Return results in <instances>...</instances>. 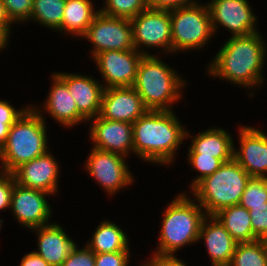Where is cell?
Here are the masks:
<instances>
[{
	"mask_svg": "<svg viewBox=\"0 0 267 266\" xmlns=\"http://www.w3.org/2000/svg\"><path fill=\"white\" fill-rule=\"evenodd\" d=\"M206 245L212 266H229L237 242L214 215H206L201 223L198 243Z\"/></svg>",
	"mask_w": 267,
	"mask_h": 266,
	"instance_id": "obj_20",
	"label": "cell"
},
{
	"mask_svg": "<svg viewBox=\"0 0 267 266\" xmlns=\"http://www.w3.org/2000/svg\"><path fill=\"white\" fill-rule=\"evenodd\" d=\"M14 24L12 22H0V51L7 49L8 43L10 42V35L12 32V27Z\"/></svg>",
	"mask_w": 267,
	"mask_h": 266,
	"instance_id": "obj_39",
	"label": "cell"
},
{
	"mask_svg": "<svg viewBox=\"0 0 267 266\" xmlns=\"http://www.w3.org/2000/svg\"><path fill=\"white\" fill-rule=\"evenodd\" d=\"M92 122L88 138L93 148L122 155L125 158L134 154L133 124L104 119L99 115L89 120Z\"/></svg>",
	"mask_w": 267,
	"mask_h": 266,
	"instance_id": "obj_15",
	"label": "cell"
},
{
	"mask_svg": "<svg viewBox=\"0 0 267 266\" xmlns=\"http://www.w3.org/2000/svg\"><path fill=\"white\" fill-rule=\"evenodd\" d=\"M51 75L52 86L49 88V93L43 102V106L31 104V107L44 120L47 118L44 116L45 114L50 115L63 128H73V126H78L82 122L88 123L79 113L75 100L68 91L66 83L55 72Z\"/></svg>",
	"mask_w": 267,
	"mask_h": 266,
	"instance_id": "obj_17",
	"label": "cell"
},
{
	"mask_svg": "<svg viewBox=\"0 0 267 266\" xmlns=\"http://www.w3.org/2000/svg\"><path fill=\"white\" fill-rule=\"evenodd\" d=\"M100 12L106 16L132 19L148 9L146 0H103Z\"/></svg>",
	"mask_w": 267,
	"mask_h": 266,
	"instance_id": "obj_28",
	"label": "cell"
},
{
	"mask_svg": "<svg viewBox=\"0 0 267 266\" xmlns=\"http://www.w3.org/2000/svg\"><path fill=\"white\" fill-rule=\"evenodd\" d=\"M196 0H146L148 9L154 10H172L187 6Z\"/></svg>",
	"mask_w": 267,
	"mask_h": 266,
	"instance_id": "obj_37",
	"label": "cell"
},
{
	"mask_svg": "<svg viewBox=\"0 0 267 266\" xmlns=\"http://www.w3.org/2000/svg\"><path fill=\"white\" fill-rule=\"evenodd\" d=\"M92 44L91 60L104 51L134 49L130 19L110 17L99 12L82 37Z\"/></svg>",
	"mask_w": 267,
	"mask_h": 266,
	"instance_id": "obj_10",
	"label": "cell"
},
{
	"mask_svg": "<svg viewBox=\"0 0 267 266\" xmlns=\"http://www.w3.org/2000/svg\"><path fill=\"white\" fill-rule=\"evenodd\" d=\"M4 223V220L2 218H0V230L2 229V224Z\"/></svg>",
	"mask_w": 267,
	"mask_h": 266,
	"instance_id": "obj_44",
	"label": "cell"
},
{
	"mask_svg": "<svg viewBox=\"0 0 267 266\" xmlns=\"http://www.w3.org/2000/svg\"><path fill=\"white\" fill-rule=\"evenodd\" d=\"M13 124L14 123H0V150L4 146L10 131V127Z\"/></svg>",
	"mask_w": 267,
	"mask_h": 266,
	"instance_id": "obj_40",
	"label": "cell"
},
{
	"mask_svg": "<svg viewBox=\"0 0 267 266\" xmlns=\"http://www.w3.org/2000/svg\"><path fill=\"white\" fill-rule=\"evenodd\" d=\"M61 266H95V254L86 245L80 248L77 244Z\"/></svg>",
	"mask_w": 267,
	"mask_h": 266,
	"instance_id": "obj_32",
	"label": "cell"
},
{
	"mask_svg": "<svg viewBox=\"0 0 267 266\" xmlns=\"http://www.w3.org/2000/svg\"><path fill=\"white\" fill-rule=\"evenodd\" d=\"M148 266H188L183 260L146 262Z\"/></svg>",
	"mask_w": 267,
	"mask_h": 266,
	"instance_id": "obj_41",
	"label": "cell"
},
{
	"mask_svg": "<svg viewBox=\"0 0 267 266\" xmlns=\"http://www.w3.org/2000/svg\"><path fill=\"white\" fill-rule=\"evenodd\" d=\"M211 15L212 30L230 31V37L247 36L258 29V18L248 0H210L206 2ZM220 26V27H219Z\"/></svg>",
	"mask_w": 267,
	"mask_h": 266,
	"instance_id": "obj_11",
	"label": "cell"
},
{
	"mask_svg": "<svg viewBox=\"0 0 267 266\" xmlns=\"http://www.w3.org/2000/svg\"><path fill=\"white\" fill-rule=\"evenodd\" d=\"M251 176L232 158L212 175L202 179L190 192L206 215L240 203Z\"/></svg>",
	"mask_w": 267,
	"mask_h": 266,
	"instance_id": "obj_6",
	"label": "cell"
},
{
	"mask_svg": "<svg viewBox=\"0 0 267 266\" xmlns=\"http://www.w3.org/2000/svg\"><path fill=\"white\" fill-rule=\"evenodd\" d=\"M19 266H50L40 255L32 251L23 256Z\"/></svg>",
	"mask_w": 267,
	"mask_h": 266,
	"instance_id": "obj_38",
	"label": "cell"
},
{
	"mask_svg": "<svg viewBox=\"0 0 267 266\" xmlns=\"http://www.w3.org/2000/svg\"><path fill=\"white\" fill-rule=\"evenodd\" d=\"M131 25L134 48L142 55L159 54L162 58V52L163 55L172 54L169 10L146 9L131 19ZM150 48L160 49V52L153 54L149 51Z\"/></svg>",
	"mask_w": 267,
	"mask_h": 266,
	"instance_id": "obj_8",
	"label": "cell"
},
{
	"mask_svg": "<svg viewBox=\"0 0 267 266\" xmlns=\"http://www.w3.org/2000/svg\"><path fill=\"white\" fill-rule=\"evenodd\" d=\"M229 266H267V257L260 241L237 243Z\"/></svg>",
	"mask_w": 267,
	"mask_h": 266,
	"instance_id": "obj_27",
	"label": "cell"
},
{
	"mask_svg": "<svg viewBox=\"0 0 267 266\" xmlns=\"http://www.w3.org/2000/svg\"><path fill=\"white\" fill-rule=\"evenodd\" d=\"M0 22H11L7 16L5 5L2 0H0Z\"/></svg>",
	"mask_w": 267,
	"mask_h": 266,
	"instance_id": "obj_42",
	"label": "cell"
},
{
	"mask_svg": "<svg viewBox=\"0 0 267 266\" xmlns=\"http://www.w3.org/2000/svg\"><path fill=\"white\" fill-rule=\"evenodd\" d=\"M94 0H66L61 32L72 38H82L100 9L95 7ZM97 8V9H95Z\"/></svg>",
	"mask_w": 267,
	"mask_h": 266,
	"instance_id": "obj_23",
	"label": "cell"
},
{
	"mask_svg": "<svg viewBox=\"0 0 267 266\" xmlns=\"http://www.w3.org/2000/svg\"><path fill=\"white\" fill-rule=\"evenodd\" d=\"M260 243L262 244V247L264 249L265 255L267 257V235L261 237L259 239Z\"/></svg>",
	"mask_w": 267,
	"mask_h": 266,
	"instance_id": "obj_43",
	"label": "cell"
},
{
	"mask_svg": "<svg viewBox=\"0 0 267 266\" xmlns=\"http://www.w3.org/2000/svg\"><path fill=\"white\" fill-rule=\"evenodd\" d=\"M126 159L122 155L92 147L84 162V168L104 193L113 197L114 194L134 184L135 177Z\"/></svg>",
	"mask_w": 267,
	"mask_h": 266,
	"instance_id": "obj_9",
	"label": "cell"
},
{
	"mask_svg": "<svg viewBox=\"0 0 267 266\" xmlns=\"http://www.w3.org/2000/svg\"><path fill=\"white\" fill-rule=\"evenodd\" d=\"M95 229L85 244L94 254L130 250L129 237L118 224L105 219Z\"/></svg>",
	"mask_w": 267,
	"mask_h": 266,
	"instance_id": "obj_24",
	"label": "cell"
},
{
	"mask_svg": "<svg viewBox=\"0 0 267 266\" xmlns=\"http://www.w3.org/2000/svg\"><path fill=\"white\" fill-rule=\"evenodd\" d=\"M67 85L79 113L87 120L99 115L104 86L101 81L79 72H55Z\"/></svg>",
	"mask_w": 267,
	"mask_h": 266,
	"instance_id": "obj_19",
	"label": "cell"
},
{
	"mask_svg": "<svg viewBox=\"0 0 267 266\" xmlns=\"http://www.w3.org/2000/svg\"><path fill=\"white\" fill-rule=\"evenodd\" d=\"M47 122L29 107L10 127L7 140L0 150V171L12 173L20 165L49 150Z\"/></svg>",
	"mask_w": 267,
	"mask_h": 266,
	"instance_id": "obj_5",
	"label": "cell"
},
{
	"mask_svg": "<svg viewBox=\"0 0 267 266\" xmlns=\"http://www.w3.org/2000/svg\"><path fill=\"white\" fill-rule=\"evenodd\" d=\"M148 110L133 86L105 88L99 116L133 124Z\"/></svg>",
	"mask_w": 267,
	"mask_h": 266,
	"instance_id": "obj_18",
	"label": "cell"
},
{
	"mask_svg": "<svg viewBox=\"0 0 267 266\" xmlns=\"http://www.w3.org/2000/svg\"><path fill=\"white\" fill-rule=\"evenodd\" d=\"M249 213L253 234L259 240L267 235V202L266 206H251Z\"/></svg>",
	"mask_w": 267,
	"mask_h": 266,
	"instance_id": "obj_33",
	"label": "cell"
},
{
	"mask_svg": "<svg viewBox=\"0 0 267 266\" xmlns=\"http://www.w3.org/2000/svg\"><path fill=\"white\" fill-rule=\"evenodd\" d=\"M60 172L59 162L48 150L45 154L20 165L12 175L18 185L41 190L55 197L60 187L58 185Z\"/></svg>",
	"mask_w": 267,
	"mask_h": 266,
	"instance_id": "obj_16",
	"label": "cell"
},
{
	"mask_svg": "<svg viewBox=\"0 0 267 266\" xmlns=\"http://www.w3.org/2000/svg\"><path fill=\"white\" fill-rule=\"evenodd\" d=\"M144 55L135 48L126 51H104L92 61L99 70L104 88L133 86L139 63Z\"/></svg>",
	"mask_w": 267,
	"mask_h": 266,
	"instance_id": "obj_13",
	"label": "cell"
},
{
	"mask_svg": "<svg viewBox=\"0 0 267 266\" xmlns=\"http://www.w3.org/2000/svg\"><path fill=\"white\" fill-rule=\"evenodd\" d=\"M37 235L36 252L50 266H61L77 243L68 236L61 224L52 221L48 225L33 228ZM67 233V234H66Z\"/></svg>",
	"mask_w": 267,
	"mask_h": 266,
	"instance_id": "obj_21",
	"label": "cell"
},
{
	"mask_svg": "<svg viewBox=\"0 0 267 266\" xmlns=\"http://www.w3.org/2000/svg\"><path fill=\"white\" fill-rule=\"evenodd\" d=\"M238 130V145L233 158L251 176L267 178V134L262 129L243 125Z\"/></svg>",
	"mask_w": 267,
	"mask_h": 266,
	"instance_id": "obj_14",
	"label": "cell"
},
{
	"mask_svg": "<svg viewBox=\"0 0 267 266\" xmlns=\"http://www.w3.org/2000/svg\"><path fill=\"white\" fill-rule=\"evenodd\" d=\"M174 111L148 110L133 123L134 155L143 162L160 166L175 163L187 128Z\"/></svg>",
	"mask_w": 267,
	"mask_h": 266,
	"instance_id": "obj_2",
	"label": "cell"
},
{
	"mask_svg": "<svg viewBox=\"0 0 267 266\" xmlns=\"http://www.w3.org/2000/svg\"><path fill=\"white\" fill-rule=\"evenodd\" d=\"M208 62L207 74L212 78L246 88L250 97L265 81L262 73L266 66L267 43L260 32L247 36L229 37ZM265 65V66H264ZM260 86V87H259Z\"/></svg>",
	"mask_w": 267,
	"mask_h": 266,
	"instance_id": "obj_1",
	"label": "cell"
},
{
	"mask_svg": "<svg viewBox=\"0 0 267 266\" xmlns=\"http://www.w3.org/2000/svg\"><path fill=\"white\" fill-rule=\"evenodd\" d=\"M9 20L14 23L30 21L33 0H2Z\"/></svg>",
	"mask_w": 267,
	"mask_h": 266,
	"instance_id": "obj_31",
	"label": "cell"
},
{
	"mask_svg": "<svg viewBox=\"0 0 267 266\" xmlns=\"http://www.w3.org/2000/svg\"><path fill=\"white\" fill-rule=\"evenodd\" d=\"M190 134L186 131V139L190 138L187 154H201V156H212L227 162L233 158L234 138L224 128L212 127L204 131ZM193 136V137H192Z\"/></svg>",
	"mask_w": 267,
	"mask_h": 266,
	"instance_id": "obj_22",
	"label": "cell"
},
{
	"mask_svg": "<svg viewBox=\"0 0 267 266\" xmlns=\"http://www.w3.org/2000/svg\"><path fill=\"white\" fill-rule=\"evenodd\" d=\"M158 57H142L133 88L149 110H174V103L177 105L183 98L182 90L187 81L175 68Z\"/></svg>",
	"mask_w": 267,
	"mask_h": 266,
	"instance_id": "obj_4",
	"label": "cell"
},
{
	"mask_svg": "<svg viewBox=\"0 0 267 266\" xmlns=\"http://www.w3.org/2000/svg\"><path fill=\"white\" fill-rule=\"evenodd\" d=\"M66 0H33L30 21L57 31L61 28Z\"/></svg>",
	"mask_w": 267,
	"mask_h": 266,
	"instance_id": "obj_26",
	"label": "cell"
},
{
	"mask_svg": "<svg viewBox=\"0 0 267 266\" xmlns=\"http://www.w3.org/2000/svg\"><path fill=\"white\" fill-rule=\"evenodd\" d=\"M237 243L257 240L252 231L249 210L240 204L221 209L214 215Z\"/></svg>",
	"mask_w": 267,
	"mask_h": 266,
	"instance_id": "obj_25",
	"label": "cell"
},
{
	"mask_svg": "<svg viewBox=\"0 0 267 266\" xmlns=\"http://www.w3.org/2000/svg\"><path fill=\"white\" fill-rule=\"evenodd\" d=\"M187 163L198 172L196 178L188 186L189 192L204 178L212 175L224 163L221 159L212 156H201V154H187Z\"/></svg>",
	"mask_w": 267,
	"mask_h": 266,
	"instance_id": "obj_29",
	"label": "cell"
},
{
	"mask_svg": "<svg viewBox=\"0 0 267 266\" xmlns=\"http://www.w3.org/2000/svg\"><path fill=\"white\" fill-rule=\"evenodd\" d=\"M266 202L267 178L251 177L239 204L249 210L251 206H266Z\"/></svg>",
	"mask_w": 267,
	"mask_h": 266,
	"instance_id": "obj_30",
	"label": "cell"
},
{
	"mask_svg": "<svg viewBox=\"0 0 267 266\" xmlns=\"http://www.w3.org/2000/svg\"><path fill=\"white\" fill-rule=\"evenodd\" d=\"M170 21L173 54L203 50L214 37L207 3L196 0L190 5L172 9Z\"/></svg>",
	"mask_w": 267,
	"mask_h": 266,
	"instance_id": "obj_7",
	"label": "cell"
},
{
	"mask_svg": "<svg viewBox=\"0 0 267 266\" xmlns=\"http://www.w3.org/2000/svg\"><path fill=\"white\" fill-rule=\"evenodd\" d=\"M49 196L52 195L14 183L10 202L14 219L28 230L52 223L50 218L54 211L48 202Z\"/></svg>",
	"mask_w": 267,
	"mask_h": 266,
	"instance_id": "obj_12",
	"label": "cell"
},
{
	"mask_svg": "<svg viewBox=\"0 0 267 266\" xmlns=\"http://www.w3.org/2000/svg\"><path fill=\"white\" fill-rule=\"evenodd\" d=\"M180 192L163 211L158 245L146 262L176 261V253L198 243L204 209L188 193ZM190 195V196H189Z\"/></svg>",
	"mask_w": 267,
	"mask_h": 266,
	"instance_id": "obj_3",
	"label": "cell"
},
{
	"mask_svg": "<svg viewBox=\"0 0 267 266\" xmlns=\"http://www.w3.org/2000/svg\"><path fill=\"white\" fill-rule=\"evenodd\" d=\"M130 250L95 254V266H129Z\"/></svg>",
	"mask_w": 267,
	"mask_h": 266,
	"instance_id": "obj_34",
	"label": "cell"
},
{
	"mask_svg": "<svg viewBox=\"0 0 267 266\" xmlns=\"http://www.w3.org/2000/svg\"><path fill=\"white\" fill-rule=\"evenodd\" d=\"M15 179L12 173L0 171V212L10 209Z\"/></svg>",
	"mask_w": 267,
	"mask_h": 266,
	"instance_id": "obj_35",
	"label": "cell"
},
{
	"mask_svg": "<svg viewBox=\"0 0 267 266\" xmlns=\"http://www.w3.org/2000/svg\"><path fill=\"white\" fill-rule=\"evenodd\" d=\"M31 105H27L26 107L15 108V106L11 105L8 100L1 99L0 100V123H15L21 115L30 107ZM22 108V109H21Z\"/></svg>",
	"mask_w": 267,
	"mask_h": 266,
	"instance_id": "obj_36",
	"label": "cell"
}]
</instances>
